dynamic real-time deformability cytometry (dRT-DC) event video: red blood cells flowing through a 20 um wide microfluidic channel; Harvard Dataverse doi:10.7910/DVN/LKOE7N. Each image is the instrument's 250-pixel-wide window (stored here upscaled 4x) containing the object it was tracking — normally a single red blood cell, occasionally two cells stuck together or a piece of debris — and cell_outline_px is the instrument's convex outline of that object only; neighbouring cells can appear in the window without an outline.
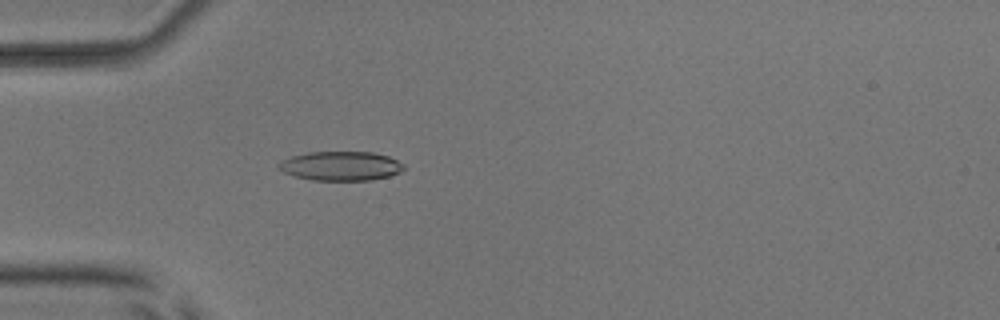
{"species": "common noctule bat (a hibernating species)", "species_latin": "Nyctalus noctula", "temperature_condition": "room temperature", "stored_images_in_passage": 53, "camera_frame_rate_fps": 3000, "um_per_image_px": 0.085, "animal": {"sex": "male", "body_mass_g": 17.9, "forearm_length_mm": 54.2}, "frame": {"image": 1, "passage_image": 17, "time_ms": 5.333, "image_size_px": [1000, 320], "cell_outline_px": [[404, 168], [400, 172], [388, 176], [372, 180], [312, 180], [296, 176], [284, 172], [276, 164], [280, 160], [292, 156], [308, 152], [372, 152], [388, 156], [404, 164]], "centroid_in_image_um": [28.96, 14.1], "position_along_channel_um": 56.0, "area_um2": 21.21}}
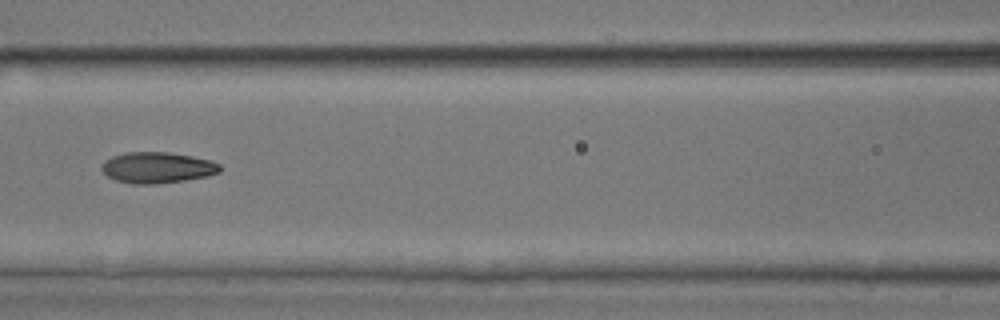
{"frame": {"image": 2, "passage_image": 25, "time_ms": 8.0, "image_size_px": [1000, 320], "cell_outline_px": [[220, 172], [208, 176], [184, 180], [152, 184], [132, 184], [116, 180], [108, 176], [100, 168], [104, 160], [112, 156], [128, 152], [168, 152], [192, 156], [212, 160], [220, 164]], "centroid_in_image_um": [13.37, 14.24], "position_along_channel_um": 153.2, "area_um2": 21.39}}
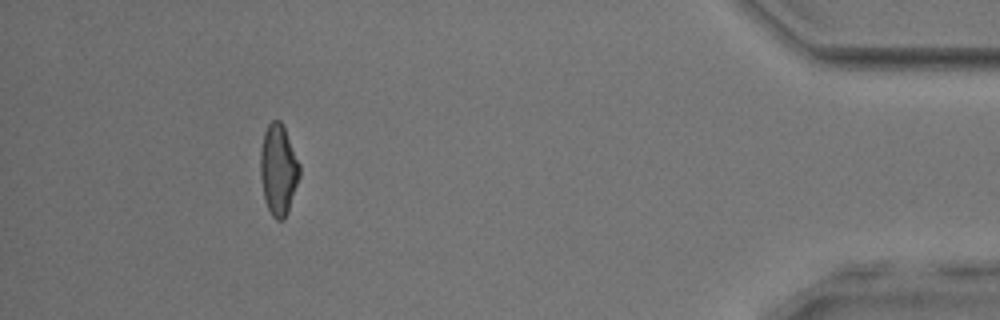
{"frame": {"image": 3, "passage_image": 49, "time_ms": 16.0, "image_size_px": [1000, 320], "cell_outline_px": [[300, 176], [288, 212], [284, 220], [276, 220], [272, 216], [264, 200], [260, 176], [260, 148], [264, 132], [268, 124], [272, 120], [280, 120], [284, 128], [300, 164]], "centroid_in_image_um": [23.65, 14.45], "position_along_channel_um": 411.5, "area_um2": 20.87}, "authors_computed_cell_mechanics": {"area_um2": 20.9814, "velocity_mm_per_s": 3.9431, "shape_relaxation_time_tau1_ms": 7.4476, "shape_relaxation_time_tau2_ms": 2.175, "deformation_change_tau1": 0.205, "deformation_change_tau2": 0.0764}}